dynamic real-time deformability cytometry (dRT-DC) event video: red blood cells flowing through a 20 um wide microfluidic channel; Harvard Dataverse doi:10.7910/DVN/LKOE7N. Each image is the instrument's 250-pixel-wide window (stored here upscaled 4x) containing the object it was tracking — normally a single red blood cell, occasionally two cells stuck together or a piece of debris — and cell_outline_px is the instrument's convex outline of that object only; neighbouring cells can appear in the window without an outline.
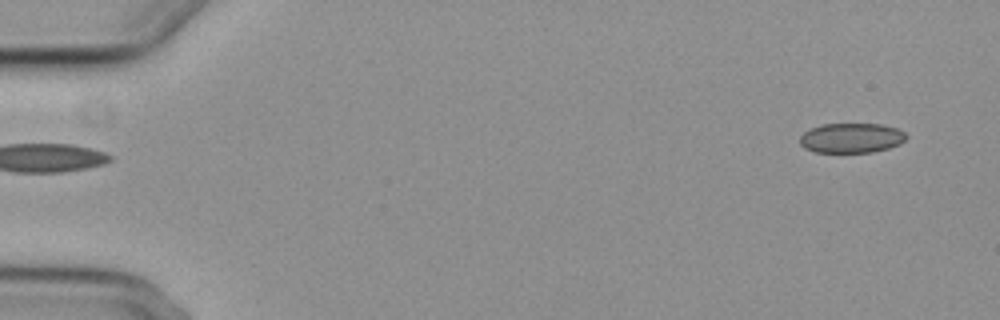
{"species": "common noctule bat (a hibernating species)", "species_latin": "Nyctalus noctula", "temperature_condition": "cold", "stored_images_in_passage": 5, "segment_of_instrument_passage": [2, 2], "camera_frame_rate_fps": 3000, "um_per_image_px": 0.085, "animal": {"sex": "female", "body_mass_g": 29.2, "forearm_length_mm": 56.3}, "frame": {"image": 1, "passage_image": 5, "time_ms": 5.0, "image_size_px": [1000, 320], "cell_outline_px": [[908, 136], [900, 144], [888, 148], [872, 152], [812, 152], [804, 148], [800, 144], [800, 136], [804, 132], [812, 128], [824, 124], [880, 124], [896, 128], [904, 132]], "centroid_in_image_um": [72.36, 11.73], "position_along_channel_um": 12.6, "area_um2": 18.44}}